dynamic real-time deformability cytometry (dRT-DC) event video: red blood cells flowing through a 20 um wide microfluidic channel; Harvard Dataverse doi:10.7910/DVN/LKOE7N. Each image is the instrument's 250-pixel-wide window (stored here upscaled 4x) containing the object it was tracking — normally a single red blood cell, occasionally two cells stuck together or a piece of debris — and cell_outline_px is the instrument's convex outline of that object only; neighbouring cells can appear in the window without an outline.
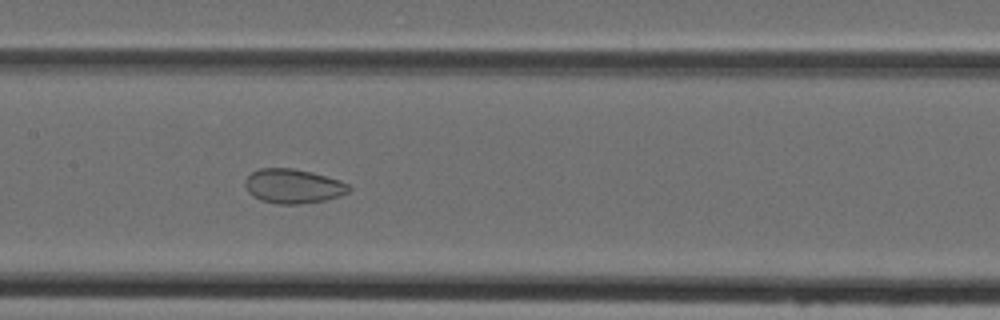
{"species": "Egyptian fruit bat (a non-hibernating species)", "species_latin": "Rousettus aegyptiacus", "temperature_condition": "cold", "stored_images_in_passage": 48, "camera_frame_rate_fps": 3000, "um_per_image_px": 0.085, "animal": {"sex": "female"}, "frame": {"image": 1, "passage_image": 24, "time_ms": 7.667, "image_size_px": [1000, 320], "cell_outline_px": [[352, 188], [348, 192], [340, 196], [324, 200], [300, 204], [276, 204], [260, 200], [252, 196], [248, 192], [244, 184], [244, 180], [252, 172], [260, 168], [292, 168], [312, 172], [340, 180], [348, 184]], "centroid_in_image_um": [24.9, 15.82], "position_along_channel_um": 182.5, "area_um2": 20.92}}
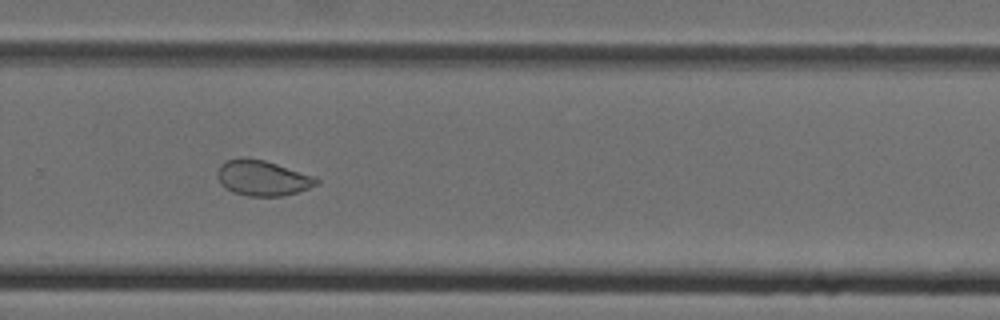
{"frame": {"image": 2, "passage_image": 33, "time_ms": 10.667, "image_size_px": [1000, 320], "cell_outline_px": [[320, 180], [316, 184], [308, 188], [296, 192], [280, 196], [248, 196], [224, 188], [220, 184], [216, 176], [216, 172], [220, 164], [224, 160], [240, 156], [264, 160], [312, 176]], "centroid_in_image_um": [22.21, 15.11], "position_along_channel_um": 307.6, "area_um2": 20.35}}
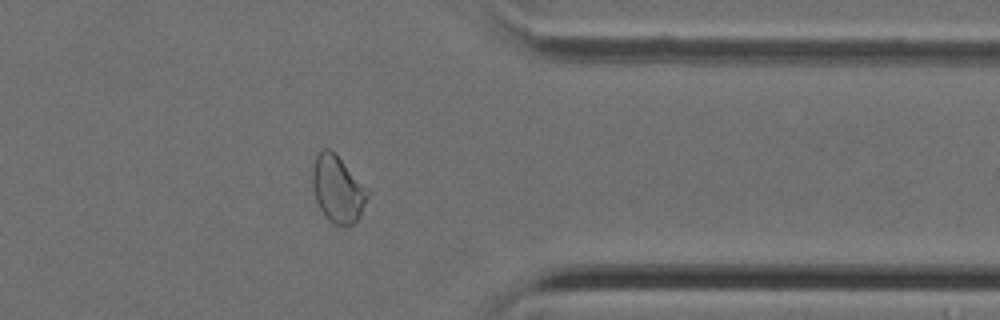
{"frame": {"image": 3, "passage_image": 39, "time_ms": 12.667, "image_size_px": [1000, 320], "cell_outline_px": [[372, 192], [360, 216], [352, 224], [332, 224], [328, 220], [320, 208], [316, 200], [312, 188], [312, 168], [316, 156], [320, 148], [328, 148]], "centroid_in_image_um": [28.71, 16.08], "position_along_channel_um": 382.7, "area_um2": 21.39}}